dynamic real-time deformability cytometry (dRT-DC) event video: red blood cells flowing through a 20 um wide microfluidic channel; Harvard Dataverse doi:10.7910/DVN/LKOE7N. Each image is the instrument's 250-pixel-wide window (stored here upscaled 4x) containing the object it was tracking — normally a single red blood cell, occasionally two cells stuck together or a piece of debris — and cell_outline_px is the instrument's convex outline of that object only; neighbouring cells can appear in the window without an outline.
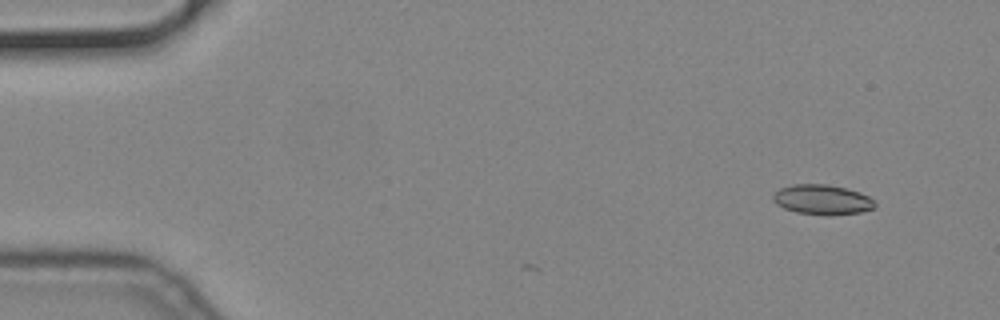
{"species": "common noctule bat (a hibernating species)", "species_latin": "Nyctalus noctula", "temperature_condition": "cold", "stored_images_in_passage": 2, "camera_frame_rate_fps": 3000, "um_per_image_px": 0.085, "animal": {"sex": "male", "body_mass_g": 19.2, "forearm_length_mm": 51.8}, "frame": {"image": 1, "passage_image": 2, "time_ms": 0.333, "image_size_px": [1000, 320], "cell_outline_px": [[876, 204], [872, 208], [860, 212], [828, 216], [796, 212], [784, 208], [776, 204], [772, 200], [772, 196], [780, 188], [792, 184], [828, 184], [860, 192], [868, 196]], "centroid_in_image_um": [69.86, 16.97], "position_along_channel_um": 15.1, "area_um2": 17.74}}